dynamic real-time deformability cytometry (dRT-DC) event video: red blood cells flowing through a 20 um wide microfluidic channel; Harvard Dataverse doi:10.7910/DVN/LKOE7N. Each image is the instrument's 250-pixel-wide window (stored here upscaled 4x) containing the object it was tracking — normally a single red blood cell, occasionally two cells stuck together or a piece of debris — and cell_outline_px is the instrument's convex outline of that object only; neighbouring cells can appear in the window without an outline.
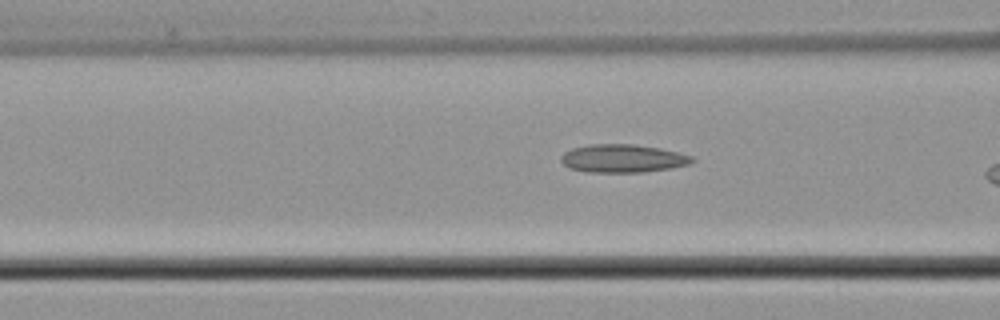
{"species": "common noctule bat (a hibernating species)", "species_latin": "Nyctalus noctula", "temperature_condition": "cold", "stored_images_in_passage": 20, "camera_frame_rate_fps": 3000, "um_per_image_px": 0.085, "animal": {"sex": "male", "body_mass_g": 21.5, "forearm_length_mm": 52.0}, "frame": {"image": 1, "passage_image": 17, "time_ms": 5.333, "image_size_px": [1000, 320], "cell_outline_px": [[696, 160], [688, 164], [672, 168], [644, 172], [588, 172], [568, 168], [560, 160], [560, 156], [564, 152], [572, 148], [588, 144], [632, 144], [660, 148], [692, 156]], "centroid_in_image_um": [52.91, 13.47], "position_along_channel_um": 113.7, "area_um2": 21.56}}